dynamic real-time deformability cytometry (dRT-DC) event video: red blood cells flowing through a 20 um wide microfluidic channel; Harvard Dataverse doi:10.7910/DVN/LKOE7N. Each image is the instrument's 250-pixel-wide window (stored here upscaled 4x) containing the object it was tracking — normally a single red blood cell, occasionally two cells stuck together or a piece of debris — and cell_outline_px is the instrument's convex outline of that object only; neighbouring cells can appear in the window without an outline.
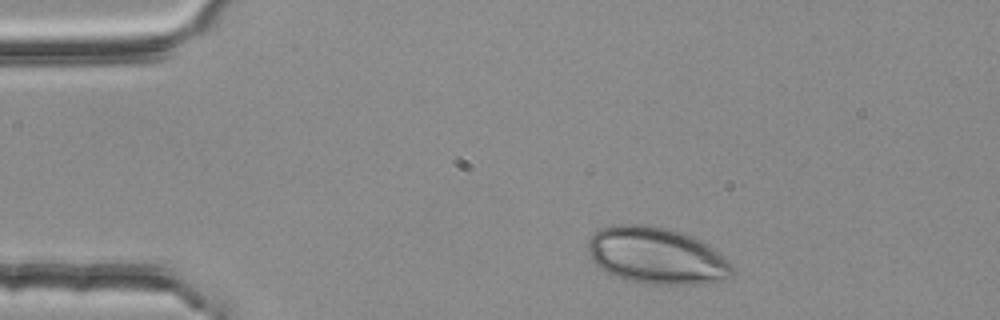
{"species": "common noctule bat (a hibernating species)", "species_latin": "Nyctalus noctula", "temperature_condition": "room temperature", "stored_images_in_passage": 2, "camera_frame_rate_fps": 3000, "um_per_image_px": 0.085, "animal": {"sex": "female", "body_mass_g": 25.1}, "frame": {"image": 1, "passage_image": 1, "time_ms": 0.0, "image_size_px": [1000, 320], "cell_outline_px": [[732, 276], [724, 280], [696, 284], [644, 284], [624, 280], [600, 268], [592, 260], [588, 248], [588, 240], [600, 228], [612, 224], [644, 224], [668, 228], [684, 232], [708, 244], [732, 264]], "centroid_in_image_um": [55.8, 21.73], "position_along_channel_um": 29.2, "area_um2": 47.92}}